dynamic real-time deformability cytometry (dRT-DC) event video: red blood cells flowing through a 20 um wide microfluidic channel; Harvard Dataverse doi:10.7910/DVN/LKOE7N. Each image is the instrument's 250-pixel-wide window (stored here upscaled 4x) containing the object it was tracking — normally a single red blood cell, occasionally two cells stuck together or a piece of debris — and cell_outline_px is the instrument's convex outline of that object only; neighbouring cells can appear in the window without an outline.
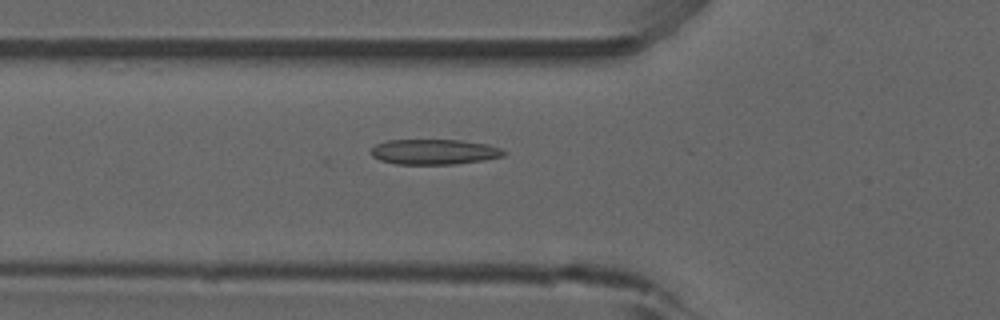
{"species": "common noctule bat (a hibernating species)", "species_latin": "Nyctalus noctula", "temperature_condition": "room temperature", "stored_images_in_passage": 8, "camera_frame_rate_fps": 3000, "um_per_image_px": 0.085, "animal": {"sex": "male", "forearm_length_mm": 52.5}, "frame": {"image": 1, "passage_image": 4, "time_ms": 1.0, "image_size_px": [1000, 320], "cell_outline_px": [[508, 152], [504, 156], [484, 160], [456, 164], [396, 164], [380, 160], [372, 156], [368, 152], [376, 144], [388, 140], [460, 140], [488, 144], [500, 148]], "centroid_in_image_um": [36.91, 12.91], "position_along_channel_um": 88.9, "area_um2": 19.71}}
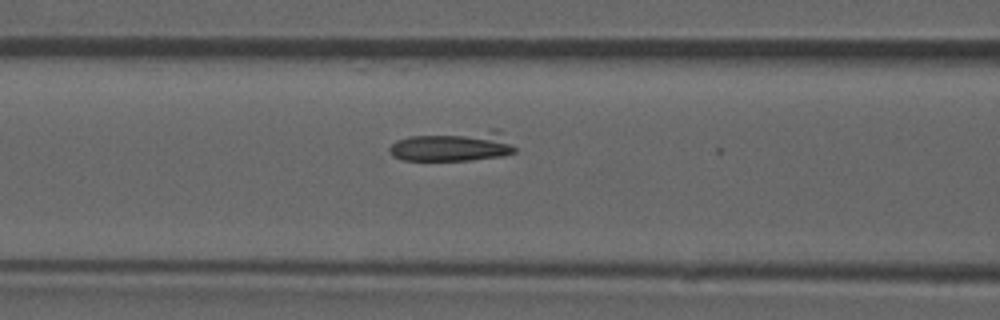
{"frame": {"image": 2, "passage_image": 7, "time_ms": 2.0, "image_size_px": [1000, 320], "cell_outline_px": [[516, 152], [504, 156], [468, 160], [404, 160], [392, 156], [388, 148], [396, 140], [408, 136], [488, 128], [496, 128], [516, 148]], "centroid_in_image_um": [38.53, 12.4], "position_along_channel_um": 128.1, "area_um2": 22.6}}